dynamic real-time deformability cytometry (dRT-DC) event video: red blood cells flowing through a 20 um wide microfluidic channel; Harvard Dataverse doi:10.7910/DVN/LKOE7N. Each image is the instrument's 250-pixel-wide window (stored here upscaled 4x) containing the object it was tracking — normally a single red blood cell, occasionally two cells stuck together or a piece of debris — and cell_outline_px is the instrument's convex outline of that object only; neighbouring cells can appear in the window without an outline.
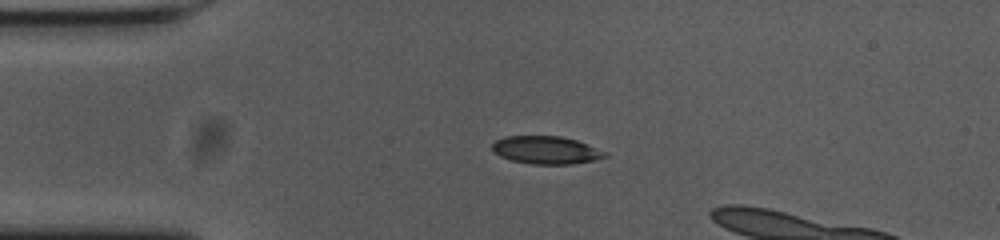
{"species": "common noctule bat (a hibernating species)", "species_latin": "Nyctalus noctula", "temperature_condition": "cold", "stored_images_in_passage": 2, "camera_frame_rate_fps": 3000, "um_per_image_px": 0.085, "animal": {"sex": "female", "body_mass_g": 23.0, "forearm_length_mm": 53.4}, "frame": {"image": 1, "passage_image": 1, "time_ms": 0.0, "image_size_px": [1000, 240], "cell_outline_px": [[592, 156], [584, 160], [520, 160], [508, 156], [500, 152], [496, 148], [496, 144], [504, 140], [520, 136], [548, 136], [572, 140], [580, 144]], "centroid_in_image_um": [46.12, 12.64], "position_along_channel_um": 38.9, "area_um2": 13.24}}